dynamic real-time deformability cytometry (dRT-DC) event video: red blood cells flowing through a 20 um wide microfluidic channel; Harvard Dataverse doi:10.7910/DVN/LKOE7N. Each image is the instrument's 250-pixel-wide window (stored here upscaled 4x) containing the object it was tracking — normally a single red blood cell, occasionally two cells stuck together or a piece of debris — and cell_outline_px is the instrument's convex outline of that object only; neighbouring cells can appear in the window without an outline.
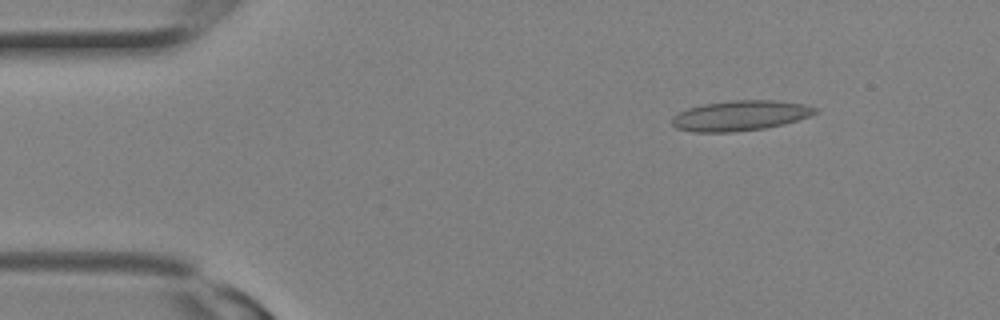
{"species": "Egyptian fruit bat (a non-hibernating species)", "species_latin": "Rousettus aegyptiacus", "temperature_condition": "room temperature", "stored_images_in_passage": 2, "camera_frame_rate_fps": 3000, "um_per_image_px": 0.085, "animal": {"sex": "female"}, "frame": {"image": 1, "passage_image": 1, "time_ms": 0.0, "image_size_px": [1000, 320], "cell_outline_px": [[820, 112], [784, 124], [764, 128], [732, 132], [692, 132], [676, 128], [672, 124], [672, 116], [688, 108], [704, 104], [732, 100], [772, 100], [804, 104], [820, 108]], "centroid_in_image_um": [62.93, 9.82], "position_along_channel_um": 22.1, "area_um2": 25.2}}